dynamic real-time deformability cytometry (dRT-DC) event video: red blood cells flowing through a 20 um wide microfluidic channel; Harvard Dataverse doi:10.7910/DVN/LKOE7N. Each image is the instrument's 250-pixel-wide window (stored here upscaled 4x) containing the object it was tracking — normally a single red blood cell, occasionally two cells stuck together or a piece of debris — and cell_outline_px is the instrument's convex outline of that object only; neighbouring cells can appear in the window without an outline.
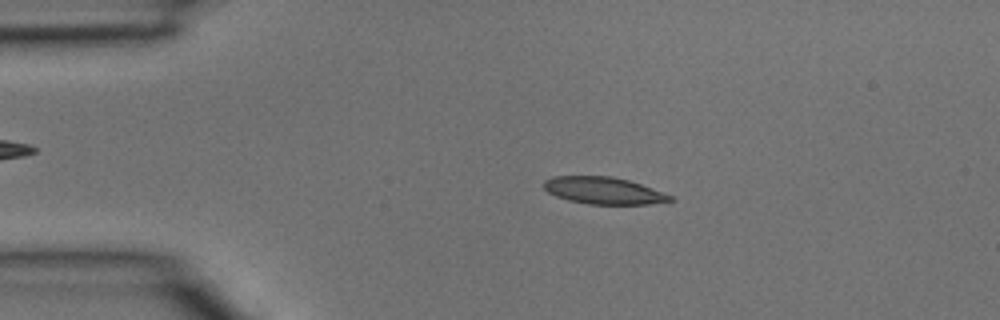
{"species": "common noctule bat (a hibernating species)", "species_latin": "Nyctalus noctula", "temperature_condition": "room temperature", "stored_images_in_passage": 39, "camera_frame_rate_fps": 3000, "um_per_image_px": 0.085, "animal": {"sex": "male", "body_mass_g": 15.6}, "frame": {"image": 1, "passage_image": 7, "time_ms": 2.0, "image_size_px": [1000, 320], "cell_outline_px": [[676, 200], [648, 204], [588, 204], [568, 200], [556, 196], [548, 192], [544, 188], [544, 180], [552, 176], [612, 176], [628, 180], [640, 184], [672, 196]], "centroid_in_image_um": [51.28, 16.2], "position_along_channel_um": 33.7, "area_um2": 19.77}}
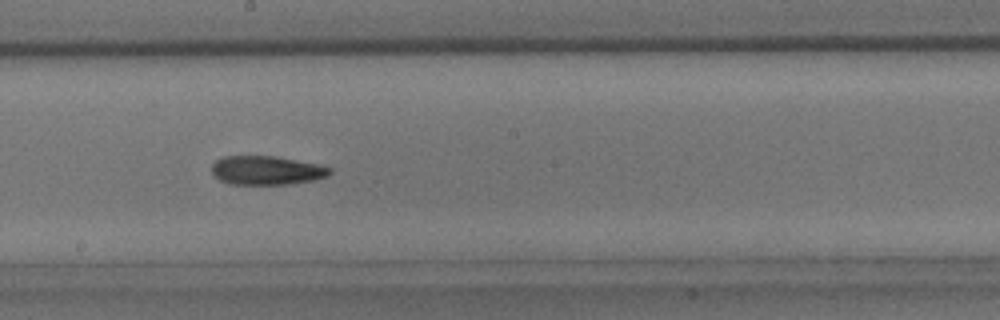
{"frame": {"image": 2, "passage_image": 21, "time_ms": 6.667, "image_size_px": [1000, 320], "cell_outline_px": [[332, 172], [328, 176], [312, 180], [288, 184], [228, 184], [212, 176], [212, 164], [216, 160], [224, 156], [276, 156], [316, 164], [332, 168]], "centroid_in_image_um": [22.62, 14.48], "position_along_channel_um": 225.6, "area_um2": 19.88}}
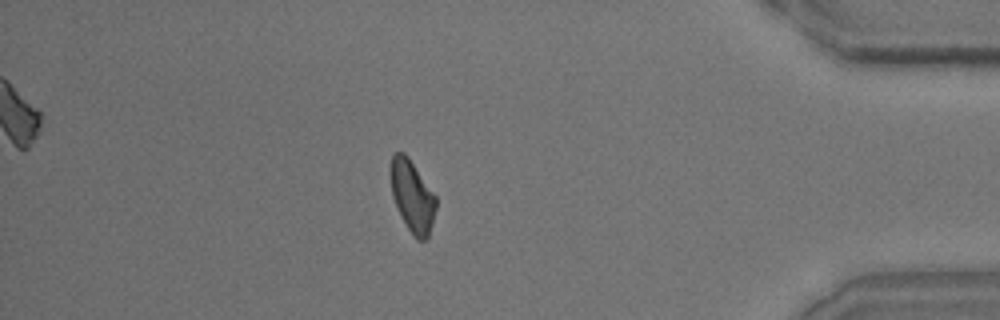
{"frame": {"image": 3, "passage_image": 34, "time_ms": 11.0, "image_size_px": [1000, 320], "cell_outline_px": [[436, 208], [432, 224], [428, 236], [424, 240], [416, 240], [412, 236], [392, 196], [388, 168], [392, 156], [396, 152], [404, 152], [408, 156], [436, 196]], "centroid_in_image_um": [35.02, 16.64], "position_along_channel_um": 400.2, "area_um2": 19.02}}